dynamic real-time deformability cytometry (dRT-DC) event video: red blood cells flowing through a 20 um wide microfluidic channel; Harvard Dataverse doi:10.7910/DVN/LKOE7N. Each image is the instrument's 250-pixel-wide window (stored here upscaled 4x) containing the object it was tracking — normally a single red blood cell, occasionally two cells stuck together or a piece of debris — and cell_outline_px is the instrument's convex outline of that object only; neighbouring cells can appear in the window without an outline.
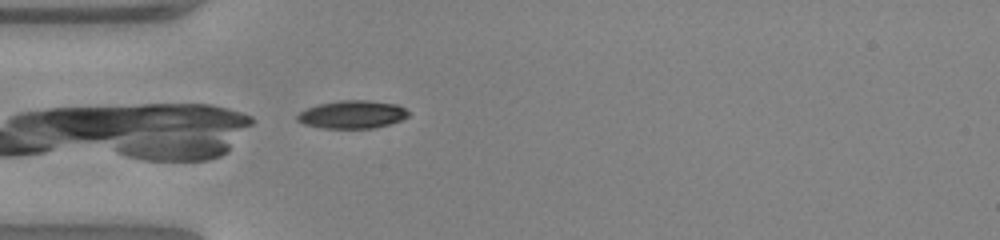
{"species": "common noctule bat (a hibernating species)", "species_latin": "Nyctalus noctula", "temperature_condition": "warm", "stored_images_in_passage": 33, "camera_frame_rate_fps": 3000, "um_per_image_px": 0.085, "animal": {"sex": "female", "body_mass_g": 23.0, "forearm_length_mm": 53.4}, "frame": {"image": 1, "passage_image": 1, "time_ms": 0.0, "image_size_px": [1000, 240], "cell_outline_px": [[408, 116], [400, 120], [388, 124], [372, 128], [324, 128], [304, 124], [296, 120], [296, 116], [300, 112], [308, 108], [320, 104], [340, 100], [368, 100], [396, 104], [404, 108], [408, 112]], "centroid_in_image_um": [29.93, 9.73], "position_along_channel_um": 55.1, "area_um2": 17.86}}
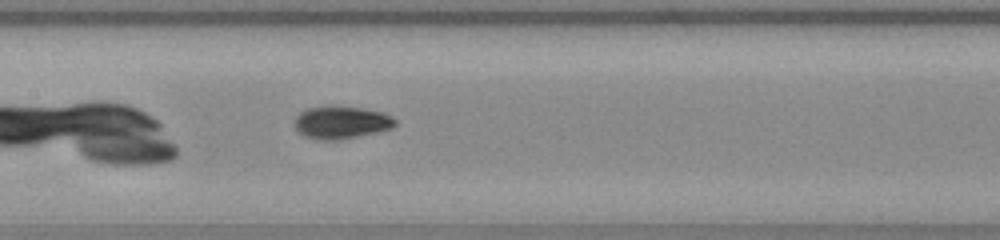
{"frame": {"image": 2, "passage_image": 11, "time_ms": 3.333, "image_size_px": [1000, 240], "cell_outline_px": [[396, 124], [392, 128], [376, 132], [336, 140], [324, 140], [304, 136], [296, 128], [296, 116], [300, 112], [308, 108], [332, 104], [360, 108], [380, 112], [392, 116], [396, 120]], "centroid_in_image_um": [29.01, 10.38], "position_along_channel_um": 178.4, "area_um2": 19.02}}
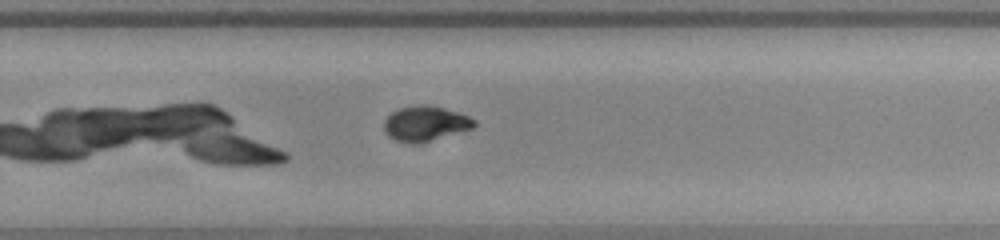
{"frame": {"image": 3, "passage_image": 20, "time_ms": 6.333, "image_size_px": [1000, 240], "cell_outline_px": [[476, 124], [472, 128], [420, 144], [412, 144], [396, 140], [388, 136], [384, 132], [384, 120], [392, 112], [400, 108], [420, 104], [428, 104], [460, 112], [476, 120]], "centroid_in_image_um": [36.15, 10.5], "position_along_channel_um": 293.7, "area_um2": 18.55}, "authors_computed_cell_mechanics": {"area_um2": 18.4382, "velocity_mm_per_s": 3.8626, "shape_relaxation_time_tau1_ms": 3.4544, "shape_relaxation_time_tau2_ms": 1.1545, "deformation_change_tau1": 0.1934, "deformation_change_tau2": 0.0455}}